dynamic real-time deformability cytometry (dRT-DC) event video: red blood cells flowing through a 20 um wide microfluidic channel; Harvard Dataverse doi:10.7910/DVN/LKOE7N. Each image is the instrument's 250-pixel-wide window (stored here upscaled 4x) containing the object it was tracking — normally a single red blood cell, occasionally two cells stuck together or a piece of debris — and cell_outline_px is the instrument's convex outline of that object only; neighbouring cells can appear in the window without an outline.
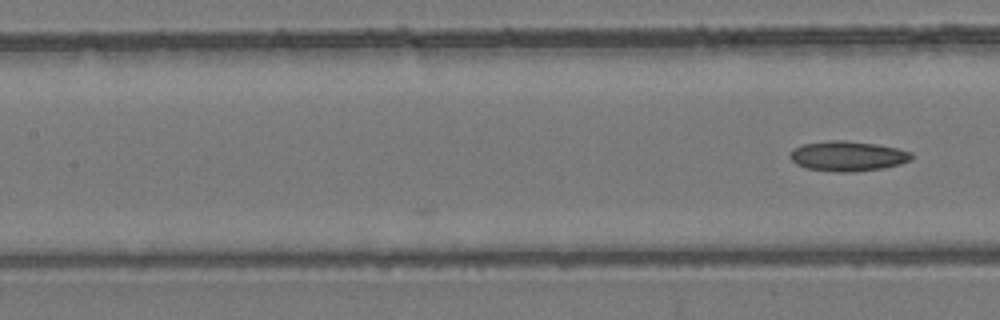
{"species": "common noctule bat (a hibernating species)", "species_latin": "Nyctalus noctula", "temperature_condition": "room temperature", "stored_images_in_passage": 9, "camera_frame_rate_fps": 3000, "um_per_image_px": 0.085, "animal": {"sex": "female", "body_mass_g": 24.6, "forearm_length_mm": 56.2}, "frame": {"image": 1, "passage_image": 9, "time_ms": 2.667, "image_size_px": [1000, 320], "cell_outline_px": [[912, 160], [900, 164], [884, 168], [852, 172], [836, 172], [808, 168], [796, 164], [788, 156], [788, 152], [792, 148], [804, 144], [832, 140], [844, 140], [876, 144], [896, 148], [912, 152]], "centroid_in_image_um": [72.04, 13.27], "position_along_channel_um": 135.4, "area_um2": 21.33}}